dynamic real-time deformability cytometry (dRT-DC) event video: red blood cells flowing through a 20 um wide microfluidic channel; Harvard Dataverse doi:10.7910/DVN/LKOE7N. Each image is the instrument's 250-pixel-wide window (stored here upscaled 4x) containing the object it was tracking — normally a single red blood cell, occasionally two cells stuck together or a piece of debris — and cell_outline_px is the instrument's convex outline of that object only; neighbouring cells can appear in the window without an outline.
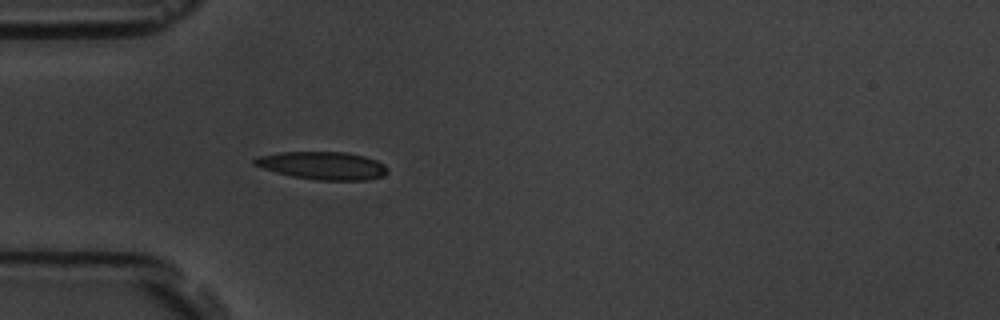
{"species": "common noctule bat (a hibernating species)", "species_latin": "Nyctalus noctula", "temperature_condition": "room temperature", "stored_images_in_passage": 4, "camera_frame_rate_fps": 3000, "um_per_image_px": 0.085, "animal": {"sex": "male", "body_mass_g": 19.5, "forearm_length_mm": 54.6}, "frame": {"image": 1, "passage_image": 4, "time_ms": 3.667, "image_size_px": [1000, 320], "cell_outline_px": [[388, 172], [384, 176], [368, 180], [316, 180], [292, 176], [276, 172], [252, 164], [252, 160], [256, 156], [280, 152], [344, 152], [364, 156], [376, 160], [384, 164], [388, 168]], "centroid_in_image_um": [27.43, 14.07], "position_along_channel_um": 57.6, "area_um2": 21.68}}